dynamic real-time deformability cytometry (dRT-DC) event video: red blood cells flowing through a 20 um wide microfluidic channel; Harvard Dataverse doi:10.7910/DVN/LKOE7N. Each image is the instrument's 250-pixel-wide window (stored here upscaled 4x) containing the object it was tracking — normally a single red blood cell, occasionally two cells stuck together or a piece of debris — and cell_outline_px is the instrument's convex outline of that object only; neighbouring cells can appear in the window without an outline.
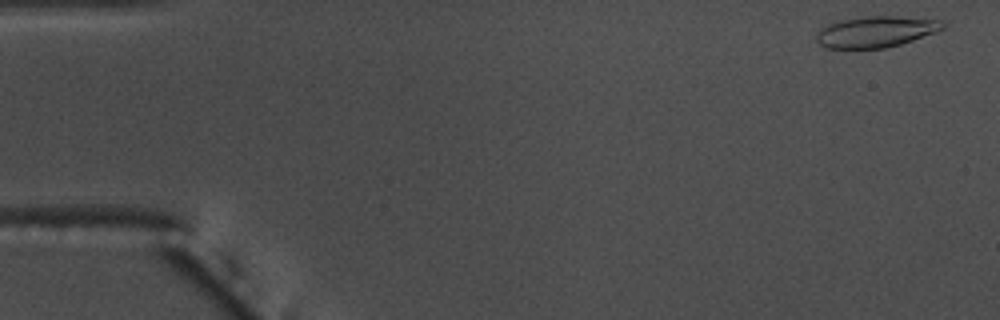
{"species": "common noctule bat (a hibernating species)", "species_latin": "Nyctalus noctula", "temperature_condition": "warm", "stored_images_in_passage": 54, "camera_frame_rate_fps": 3000, "um_per_image_px": 0.085, "animal": {"sex": "male", "body_mass_g": 17.5, "forearm_length_mm": 52.3}, "frame": {"image": 1, "passage_image": 2, "time_ms": 0.333, "image_size_px": [1000, 320], "cell_outline_px": [[944, 28], [936, 32], [900, 44], [884, 48], [824, 48], [816, 44], [816, 36], [828, 24], [840, 20], [868, 16], [896, 16], [944, 20]], "centroid_in_image_um": [74.46, 2.7], "position_along_channel_um": 10.5, "area_um2": 22.77}}
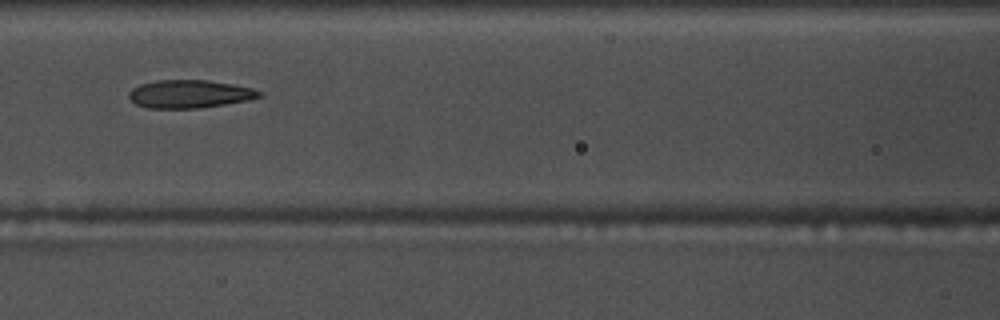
{"frame": {"image": 2, "passage_image": 24, "time_ms": 7.667, "image_size_px": [1000, 320], "cell_outline_px": [[264, 96], [248, 100], [200, 108], [148, 108], [136, 104], [128, 96], [128, 92], [132, 88], [140, 84], [156, 80], [208, 80], [232, 84], [252, 88], [264, 92]], "centroid_in_image_um": [16.13, 7.98], "position_along_channel_um": 150.5, "area_um2": 21.39}}
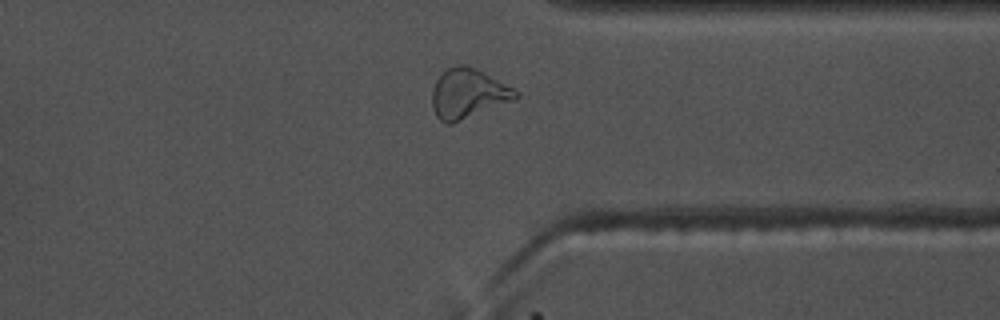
{"frame": {"image": 3, "passage_image": 42, "time_ms": 13.667, "image_size_px": [1000, 320], "cell_outline_px": [[520, 96], [516, 100], [452, 124], [448, 124], [440, 120], [436, 116], [432, 108], [432, 88], [436, 80], [448, 68], [456, 64], [468, 64], [484, 72], [520, 92]], "centroid_in_image_um": [39.8, 7.96], "position_along_channel_um": 371.6, "area_um2": 24.51}, "authors_computed_cell_mechanics": {"area_um2": 22.253, "velocity_mm_per_s": 3.7191, "shape_relaxation_time_tau1_ms": null, "shape_relaxation_time_tau2_ms": 2.8538, "deformation_change_tau1": null, "deformation_change_tau2": 0.1218}}